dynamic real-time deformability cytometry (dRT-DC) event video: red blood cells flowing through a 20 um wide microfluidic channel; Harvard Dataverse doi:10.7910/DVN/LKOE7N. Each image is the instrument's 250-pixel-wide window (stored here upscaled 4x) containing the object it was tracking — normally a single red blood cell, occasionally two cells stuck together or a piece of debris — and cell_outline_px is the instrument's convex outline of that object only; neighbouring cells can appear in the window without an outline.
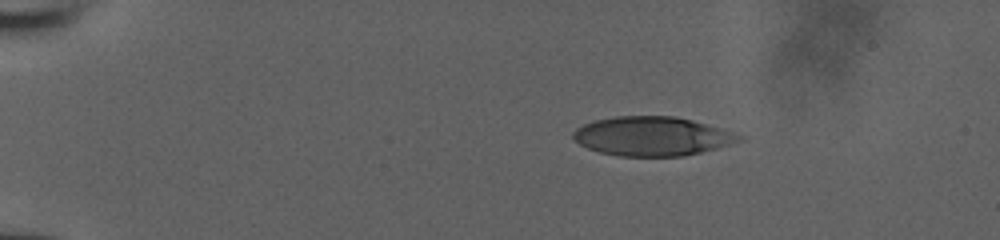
{"species": "human", "species_latin": "Homo sapiens", "temperature_condition": "room temperature", "stored_images_in_passage": 11, "camera_frame_rate_fps": 3000, "um_per_image_px": 0.085, "donor": {"sex": "male"}, "frame": {"image": 1, "passage_image": 1, "time_ms": 0.0, "image_size_px": [1000, 240], "cell_outline_px": [[744, 136], [740, 140], [716, 148], [684, 156], [620, 156], [600, 152], [588, 148], [580, 144], [572, 136], [572, 132], [576, 128], [584, 124], [596, 120], [616, 116], [676, 116], [692, 120], [720, 128]], "centroid_in_image_um": [55.4, 11.57], "position_along_channel_um": 29.6, "area_um2": 37.45}}
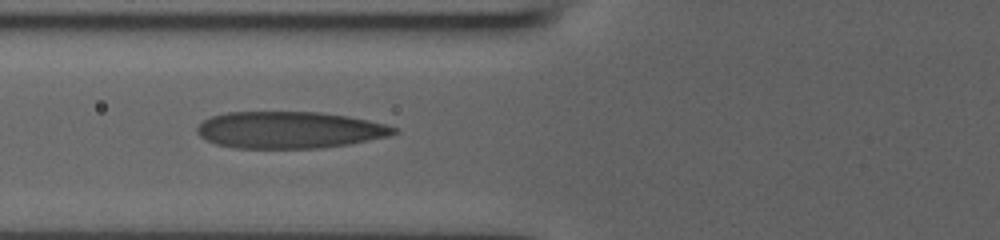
{"frame": {"image": 2, "passage_image": 7, "time_ms": 2.0, "image_size_px": [1000, 240], "cell_outline_px": [[400, 132], [388, 136], [348, 144], [320, 148], [236, 148], [216, 144], [200, 136], [196, 132], [196, 128], [204, 120], [212, 116], [228, 112], [320, 112], [348, 116], [368, 120], [384, 124], [396, 128]], "centroid_in_image_um": [24.6, 11.04], "position_along_channel_um": 101.2, "area_um2": 42.08}}
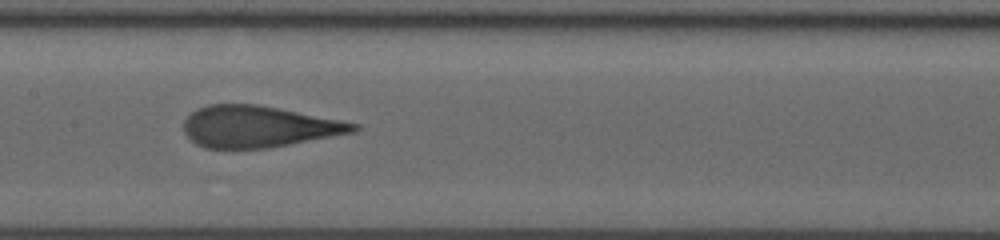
{"frame": {"image": 3, "passage_image": 10, "time_ms": 3.0, "image_size_px": [1000, 240], "cell_outline_px": [[360, 128], [356, 132], [268, 148], [204, 148], [196, 144], [184, 132], [184, 120], [192, 112], [208, 104], [256, 104], [340, 120], [360, 124]], "centroid_in_image_um": [21.98, 10.77], "position_along_channel_um": 185.4, "area_um2": 40.75}}